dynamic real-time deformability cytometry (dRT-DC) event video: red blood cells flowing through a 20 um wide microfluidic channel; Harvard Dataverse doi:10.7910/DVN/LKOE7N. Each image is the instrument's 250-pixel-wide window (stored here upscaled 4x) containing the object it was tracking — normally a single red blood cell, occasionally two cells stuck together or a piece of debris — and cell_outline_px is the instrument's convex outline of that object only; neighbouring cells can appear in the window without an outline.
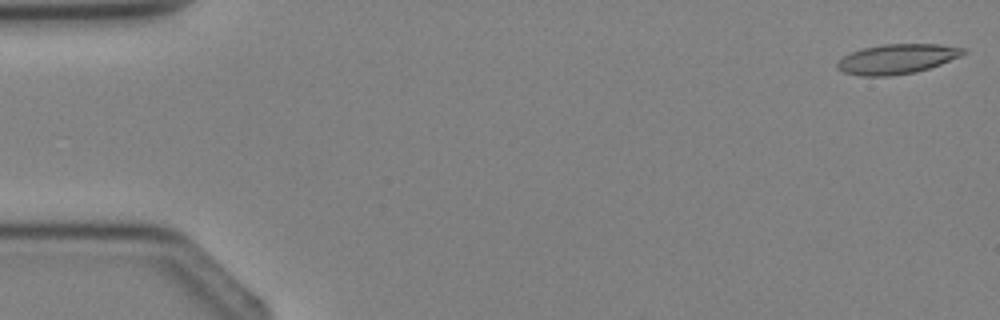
{"species": "Egyptian fruit bat (a non-hibernating species)", "species_latin": "Rousettus aegyptiacus", "temperature_condition": "cold", "stored_images_in_passage": 3, "camera_frame_rate_fps": 3000, "um_per_image_px": 0.085, "animal": {"sex": "female"}, "frame": {"image": 1, "passage_image": 1, "time_ms": 0.0, "image_size_px": [1000, 320], "cell_outline_px": [[964, 52], [960, 56], [940, 64], [916, 72], [888, 76], [860, 76], [844, 72], [836, 68], [836, 64], [844, 56], [852, 52], [864, 48], [884, 44], [940, 44], [964, 48]], "centroid_in_image_um": [76.22, 5.01], "position_along_channel_um": 8.8, "area_um2": 21.62}}